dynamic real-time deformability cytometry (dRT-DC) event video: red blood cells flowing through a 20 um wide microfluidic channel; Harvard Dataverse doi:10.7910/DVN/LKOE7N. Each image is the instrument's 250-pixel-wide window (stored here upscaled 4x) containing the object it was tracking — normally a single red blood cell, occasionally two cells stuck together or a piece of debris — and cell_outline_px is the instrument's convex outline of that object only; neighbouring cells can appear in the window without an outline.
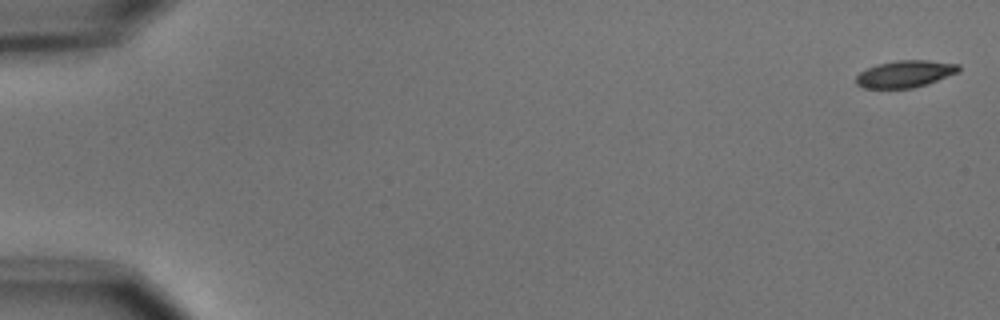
{"species": "common noctule bat (a hibernating species)", "species_latin": "Nyctalus noctula", "temperature_condition": "cold", "stored_images_in_passage": 11, "camera_frame_rate_fps": 3000, "um_per_image_px": 0.085, "animal": {"sex": "male", "body_mass_g": 15.6}, "frame": {"image": 1, "passage_image": 1, "time_ms": 0.0, "image_size_px": [1000, 320], "cell_outline_px": [[960, 72], [928, 84], [912, 88], [864, 88], [856, 84], [856, 76], [860, 72], [868, 68], [880, 64], [896, 60], [928, 60], [960, 64]], "centroid_in_image_um": [76.98, 6.28], "position_along_channel_um": 8.0, "area_um2": 16.18}}
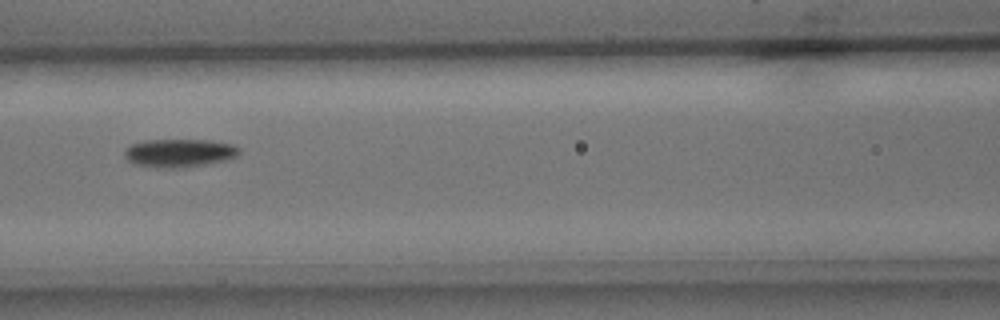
{"frame": {"image": 2, "passage_image": 7, "time_ms": 8.0, "image_size_px": [1000, 320], "cell_outline_px": [[240, 152], [236, 156], [224, 160], [184, 168], [160, 168], [132, 164], [124, 156], [124, 148], [132, 144], [144, 140], [212, 140], [232, 144], [240, 148]], "centroid_in_image_um": [15.2, 13.0], "position_along_channel_um": 151.4, "area_um2": 19.02}}
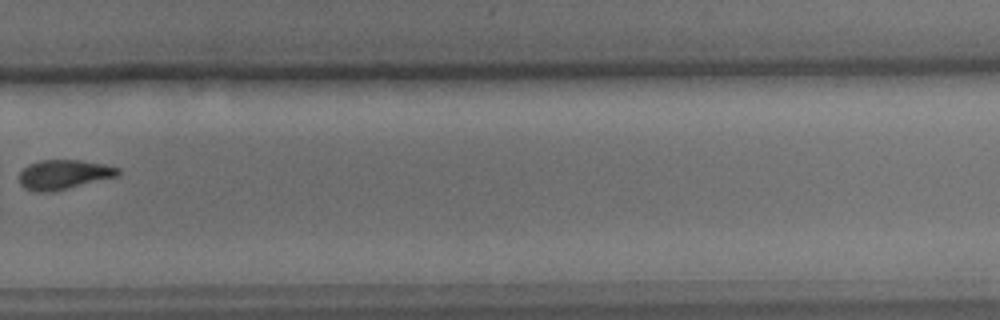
{"frame": {"image": 3, "passage_image": 11, "time_ms": 12.667, "image_size_px": [1000, 320], "cell_outline_px": [[120, 172], [116, 176], [52, 192], [36, 192], [24, 188], [20, 184], [20, 172], [28, 164], [40, 160], [80, 160], [104, 164], [120, 168]], "centroid_in_image_um": [5.39, 14.83], "position_along_channel_um": 324.4, "area_um2": 16.88}}